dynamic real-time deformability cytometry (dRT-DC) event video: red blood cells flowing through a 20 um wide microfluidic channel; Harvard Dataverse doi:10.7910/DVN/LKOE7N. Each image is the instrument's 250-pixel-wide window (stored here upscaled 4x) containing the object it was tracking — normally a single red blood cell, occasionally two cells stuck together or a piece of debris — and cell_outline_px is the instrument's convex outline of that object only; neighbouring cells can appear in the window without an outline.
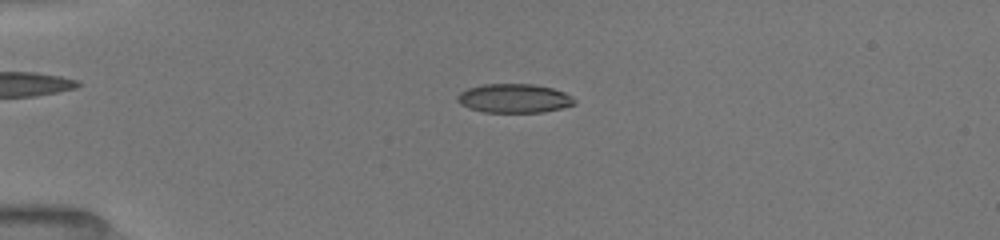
{"species": "common noctule bat (a hibernating species)", "species_latin": "Nyctalus noctula", "temperature_condition": "room temperature", "stored_images_in_passage": 34, "camera_frame_rate_fps": 3000, "um_per_image_px": 0.085, "animal": {"sex": "female", "body_mass_g": 19.5, "forearm_length_mm": 54.1}, "frame": {"image": 1, "passage_image": 19, "time_ms": 4.333, "image_size_px": [1000, 240], "cell_outline_px": [[576, 104], [544, 112], [484, 112], [468, 108], [460, 104], [456, 100], [456, 96], [460, 92], [468, 88], [484, 84], [532, 84], [552, 88], [564, 92], [572, 96], [576, 100]], "centroid_in_image_um": [43.69, 8.36], "position_along_channel_um": 41.3, "area_um2": 19.83}}
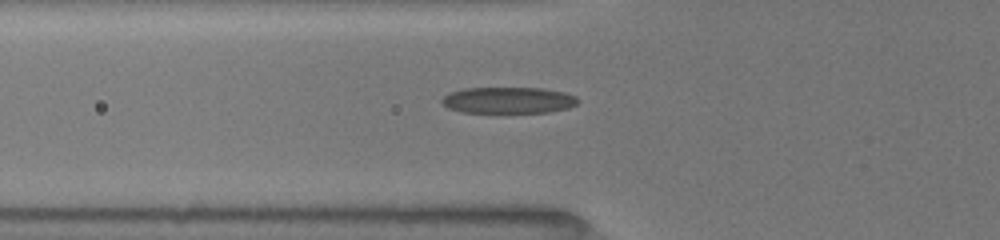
{"frame": {"image": 2, "passage_image": 27, "time_ms": 6.333, "image_size_px": [1000, 240], "cell_outline_px": [[580, 100], [576, 104], [568, 108], [548, 112], [460, 112], [448, 108], [440, 100], [444, 96], [452, 92], [464, 88], [544, 88], [564, 92], [576, 96]], "centroid_in_image_um": [43.23, 8.51], "position_along_channel_um": 82.6, "area_um2": 20.81}}
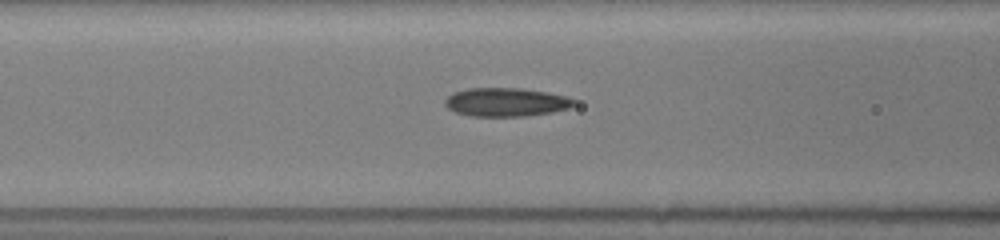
{"frame": {"image": 3, "passage_image": 32, "time_ms": 7.333, "image_size_px": [1000, 240], "cell_outline_px": [[576, 104], [568, 108], [552, 112], [524, 116], [468, 116], [456, 112], [448, 108], [444, 104], [444, 100], [452, 92], [468, 88], [520, 88], [548, 92], [564, 96], [576, 100]], "centroid_in_image_um": [42.99, 8.68], "position_along_channel_um": 123.6, "area_um2": 21.56}}